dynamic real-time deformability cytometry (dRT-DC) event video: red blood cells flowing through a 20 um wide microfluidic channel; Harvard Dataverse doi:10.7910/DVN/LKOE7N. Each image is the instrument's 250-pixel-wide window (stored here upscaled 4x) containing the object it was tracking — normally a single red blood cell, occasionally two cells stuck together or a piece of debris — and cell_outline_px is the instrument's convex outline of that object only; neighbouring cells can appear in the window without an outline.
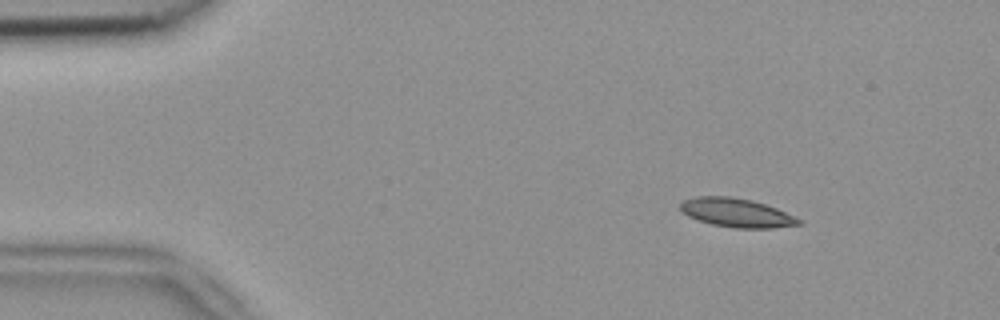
{"species": "common noctule bat (a hibernating species)", "species_latin": "Nyctalus noctula", "temperature_condition": "room temperature", "stored_images_in_passage": 3, "camera_frame_rate_fps": 3000, "um_per_image_px": 0.085, "animal": {"sex": "female", "body_mass_g": 18.4}, "frame": {"image": 1, "passage_image": 1, "time_ms": 0.0, "image_size_px": [1000, 320], "cell_outline_px": [[804, 224], [772, 228], [736, 228], [712, 224], [688, 216], [680, 208], [680, 200], [696, 196], [728, 196], [752, 200], [776, 208], [804, 220]], "centroid_in_image_um": [62.63, 18.08], "position_along_channel_um": 22.4, "area_um2": 19.94}}